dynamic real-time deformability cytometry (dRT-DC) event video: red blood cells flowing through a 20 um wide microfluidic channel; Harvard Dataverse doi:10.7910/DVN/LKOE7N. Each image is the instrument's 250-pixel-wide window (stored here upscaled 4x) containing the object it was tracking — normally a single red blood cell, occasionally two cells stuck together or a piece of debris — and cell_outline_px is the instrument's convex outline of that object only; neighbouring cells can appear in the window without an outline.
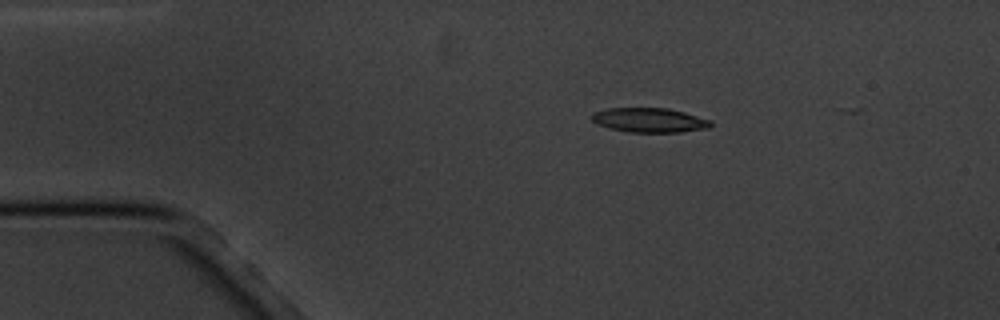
{"species": "common noctule bat (a hibernating species)", "species_latin": "Nyctalus noctula", "temperature_condition": "cold", "stored_images_in_passage": 3, "camera_frame_rate_fps": 3000, "um_per_image_px": 0.085, "animal": {"sex": "male", "body_mass_g": 20.1, "forearm_length_mm": 53.5}, "frame": {"image": 1, "passage_image": 1, "time_ms": 0.0, "image_size_px": [1000, 320], "cell_outline_px": [[712, 124], [708, 128], [680, 132], [628, 132], [608, 128], [596, 124], [592, 120], [592, 112], [608, 108], [668, 108], [684, 112], [712, 120]], "centroid_in_image_um": [55.19, 10.21], "position_along_channel_um": 29.8, "area_um2": 17.05}}